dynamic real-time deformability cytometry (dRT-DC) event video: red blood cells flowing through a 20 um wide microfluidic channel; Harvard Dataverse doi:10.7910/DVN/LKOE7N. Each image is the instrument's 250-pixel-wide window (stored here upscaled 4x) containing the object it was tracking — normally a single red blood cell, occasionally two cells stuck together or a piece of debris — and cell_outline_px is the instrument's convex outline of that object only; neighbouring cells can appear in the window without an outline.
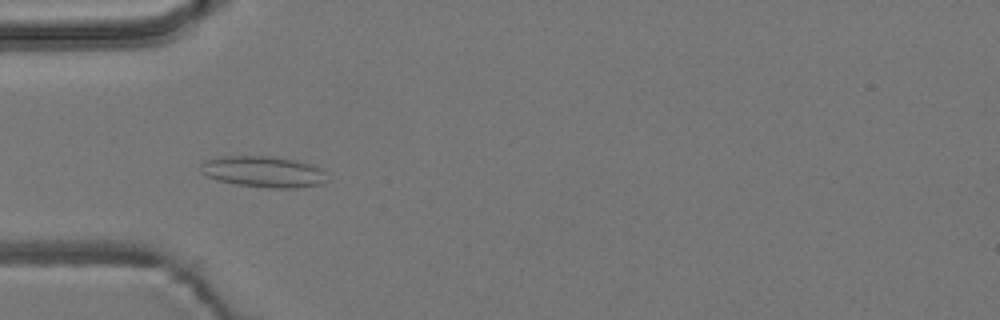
{"species": "common noctule bat (a hibernating species)", "species_latin": "Nyctalus noctula", "temperature_condition": "room temperature", "stored_images_in_passage": 6, "camera_frame_rate_fps": 3000, "um_per_image_px": 0.085, "animal": {"sex": "male", "body_mass_g": 19.2, "forearm_length_mm": 51.8}, "frame": {"image": 1, "passage_image": 5, "time_ms": 5.0, "image_size_px": [1000, 320], "cell_outline_px": [[324, 184], [292, 188], [268, 188], [236, 184], [220, 180], [208, 176], [200, 172], [200, 164], [204, 160], [224, 156], [272, 156], [296, 160], [312, 164], [320, 168]], "centroid_in_image_um": [22.33, 14.59], "position_along_channel_um": 62.7, "area_um2": 22.72}}